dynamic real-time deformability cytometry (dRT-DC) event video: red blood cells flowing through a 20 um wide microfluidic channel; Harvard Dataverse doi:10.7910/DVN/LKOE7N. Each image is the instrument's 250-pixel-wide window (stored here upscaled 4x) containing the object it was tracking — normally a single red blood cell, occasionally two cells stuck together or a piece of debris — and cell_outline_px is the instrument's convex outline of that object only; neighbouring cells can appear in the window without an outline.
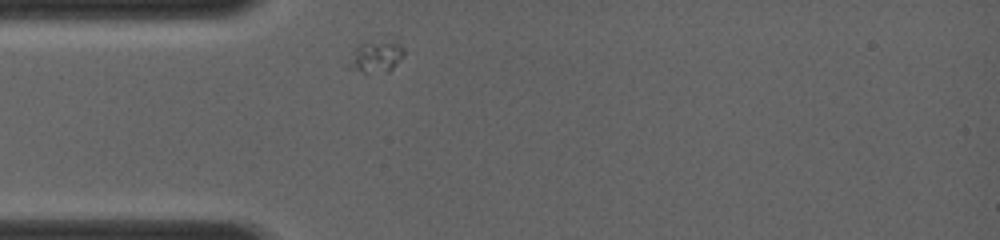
{"species": "common noctule bat (a hibernating species)", "species_latin": "Nyctalus noctula", "temperature_condition": "room temperature", "stored_images_in_passage": 23, "camera_frame_rate_fps": 4000, "um_per_image_px": 0.085, "animal": {"sex": "female", "body_mass_g": 19.0, "forearm_length_mm": 56.7}, "frame": {"image": 1, "passage_image": 1, "time_ms": 0.0, "image_size_px": [1000, 240], "cell_outline_px": [[404, 56], [388, 72], [364, 72], [352, 68], [344, 64], [356, 48], [364, 40], [396, 36], [404, 48]], "centroid_in_image_um": [32.01, 4.68], "position_along_channel_um": 53.0, "area_um2": 11.16}}
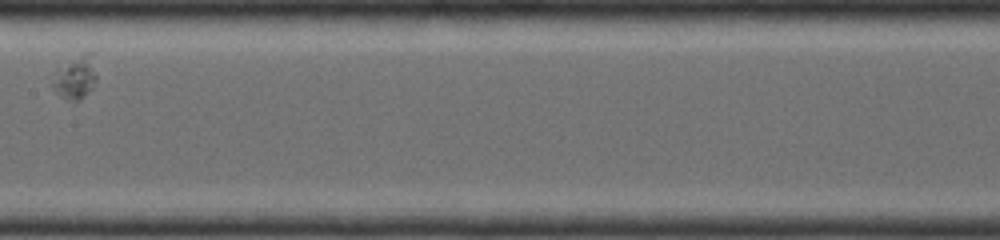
{"frame": {"image": 2, "passage_image": 10, "time_ms": 3.5, "image_size_px": [1000, 240], "cell_outline_px": [[96, 80], [92, 88], [80, 100], [68, 100], [56, 92], [52, 84], [56, 72], [84, 52], [92, 52], [96, 76]], "centroid_in_image_um": [6.46, 6.6], "position_along_channel_um": 200.9, "area_um2": 10.46}}
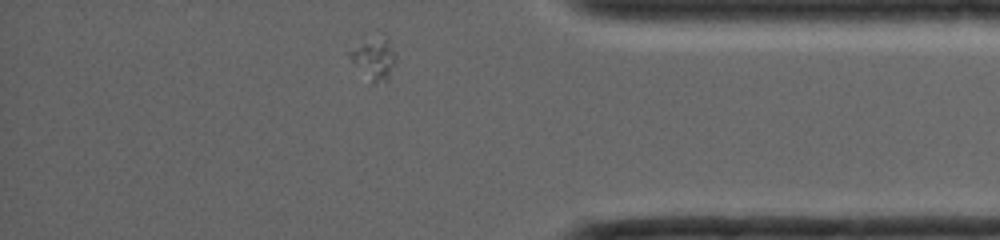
{"frame": {"image": 3, "passage_image": 23, "time_ms": 8.25, "image_size_px": [1000, 240], "cell_outline_px": [[396, 56], [388, 80], [372, 84], [348, 56], [348, 52], [364, 44], [388, 36], [396, 52]], "centroid_in_image_um": [31.87, 5.05], "position_along_channel_um": 403.3, "area_um2": 10.52}}